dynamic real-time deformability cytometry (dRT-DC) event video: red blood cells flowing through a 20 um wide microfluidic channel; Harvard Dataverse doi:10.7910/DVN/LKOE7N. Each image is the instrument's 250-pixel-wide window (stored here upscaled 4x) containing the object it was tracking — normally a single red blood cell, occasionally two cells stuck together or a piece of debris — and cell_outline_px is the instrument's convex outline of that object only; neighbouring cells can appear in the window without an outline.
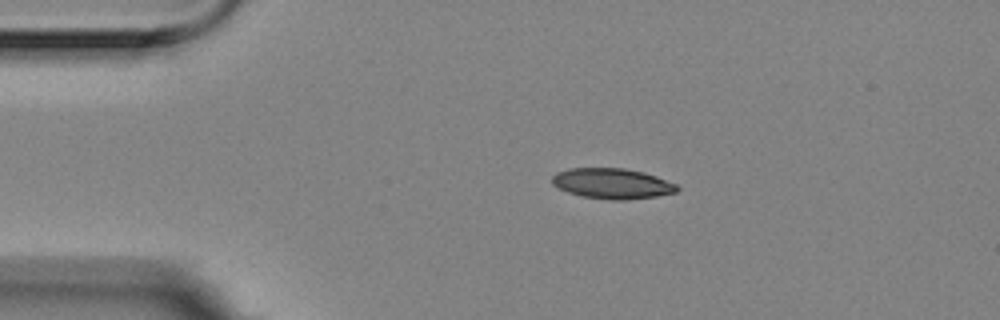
{"species": "Egyptian fruit bat (a non-hibernating species)", "species_latin": "Rousettus aegyptiacus", "temperature_condition": "room temperature", "stored_images_in_passage": 46, "camera_frame_rate_fps": 3000, "um_per_image_px": 0.085, "animal": {"sex": "female"}, "frame": {"image": 1, "passage_image": 1, "time_ms": 0.0, "image_size_px": [1000, 320], "cell_outline_px": [[680, 188], [676, 192], [656, 196], [624, 200], [612, 200], [580, 196], [568, 192], [552, 184], [552, 176], [556, 172], [568, 168], [624, 168], [644, 172], [656, 176], [676, 184]], "centroid_in_image_um": [52.02, 15.59], "position_along_channel_um": 33.0, "area_um2": 22.2}}
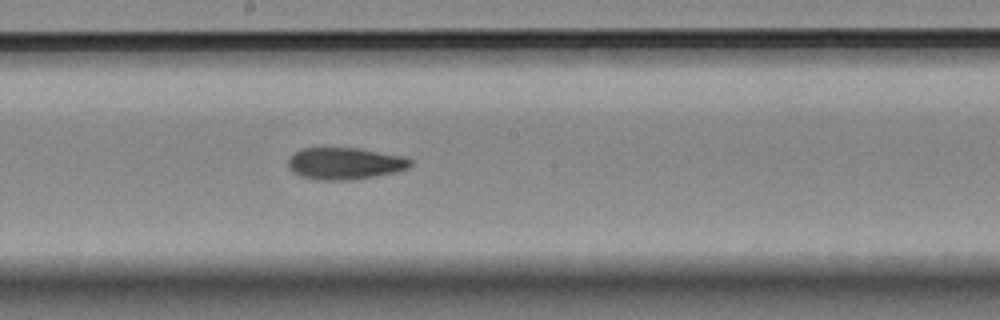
{"frame": {"image": 2, "passage_image": 20, "time_ms": 6.333, "image_size_px": [1000, 320], "cell_outline_px": [[412, 164], [408, 168], [396, 172], [348, 180], [316, 180], [300, 176], [288, 168], [288, 156], [292, 152], [300, 148], [356, 148], [400, 156], [412, 160]], "centroid_in_image_um": [29.23, 13.89], "position_along_channel_um": 219.0, "area_um2": 22.66}}
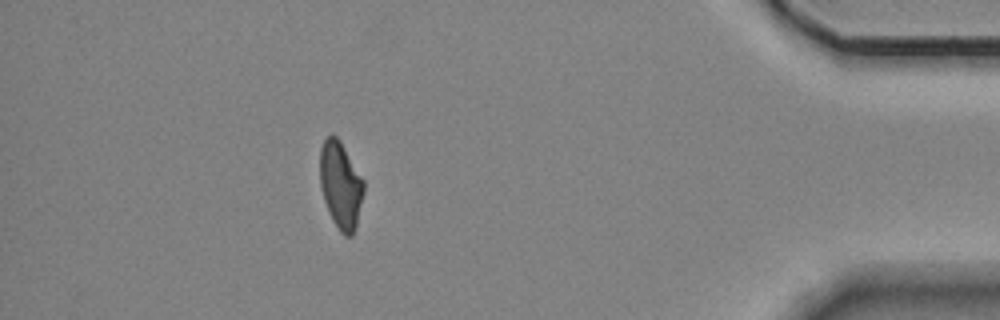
{"frame": {"image": 3, "passage_image": 40, "time_ms": 13.0, "image_size_px": [1000, 320], "cell_outline_px": [[364, 192], [356, 228], [352, 236], [344, 236], [340, 232], [332, 220], [328, 212], [324, 200], [320, 184], [320, 148], [324, 140], [332, 132], [340, 140], [364, 180]], "centroid_in_image_um": [28.96, 15.74], "position_along_channel_um": 406.2, "area_um2": 22.43}, "authors_computed_cell_mechanics": {"area_um2": 22.5709, "velocity_mm_per_s": 3.5474, "shape_relaxation_time_tau1_ms": null, "shape_relaxation_time_tau2_ms": 4.0241, "deformation_change_tau1": null, "deformation_change_tau2": 0.1082}}